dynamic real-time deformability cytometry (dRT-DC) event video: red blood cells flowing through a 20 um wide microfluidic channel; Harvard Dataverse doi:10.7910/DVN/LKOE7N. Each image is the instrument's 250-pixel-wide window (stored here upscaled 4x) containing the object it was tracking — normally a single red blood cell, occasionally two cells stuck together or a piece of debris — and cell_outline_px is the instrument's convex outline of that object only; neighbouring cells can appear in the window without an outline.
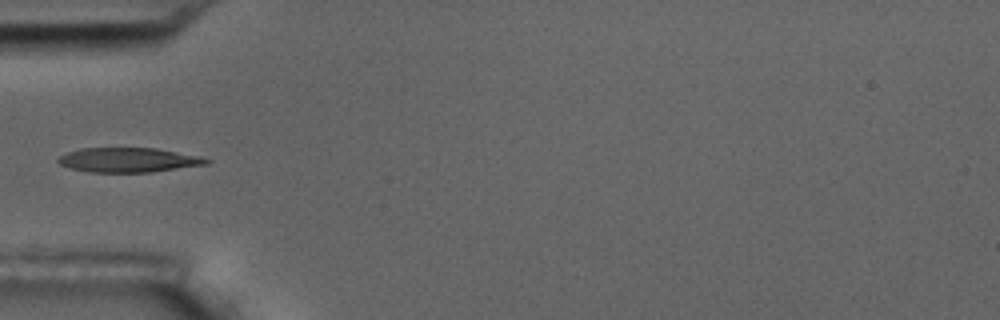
{"species": "common noctule bat (a hibernating species)", "species_latin": "Nyctalus noctula", "temperature_condition": "room temperature", "stored_images_in_passage": 6, "camera_frame_rate_fps": 3000, "um_per_image_px": 0.085, "animal": {"sex": "male", "body_mass_g": 17.5, "forearm_length_mm": 52.3}, "frame": {"image": 1, "passage_image": 6, "time_ms": 6.0, "image_size_px": [1000, 320], "cell_outline_px": [[212, 160], [208, 164], [152, 172], [88, 172], [72, 168], [60, 164], [56, 160], [60, 156], [68, 152], [80, 148], [156, 148], [196, 156]], "centroid_in_image_um": [10.9, 13.6], "position_along_channel_um": 74.1, "area_um2": 20.98}}